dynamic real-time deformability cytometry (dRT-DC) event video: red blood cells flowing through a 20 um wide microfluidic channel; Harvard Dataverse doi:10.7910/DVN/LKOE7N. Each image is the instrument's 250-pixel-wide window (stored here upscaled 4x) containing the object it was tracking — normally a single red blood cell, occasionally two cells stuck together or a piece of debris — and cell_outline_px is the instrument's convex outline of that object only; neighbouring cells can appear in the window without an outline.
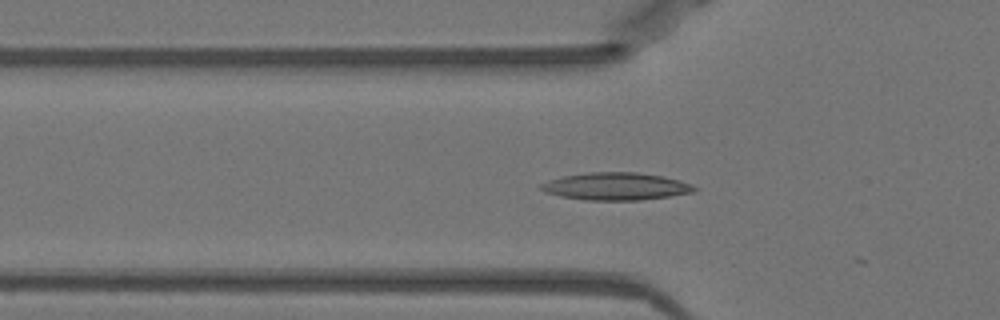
{"species": "Egyptian fruit bat (a non-hibernating species)", "species_latin": "Rousettus aegyptiacus", "temperature_condition": "warm", "stored_images_in_passage": 11, "camera_frame_rate_fps": 3000, "um_per_image_px": 0.085, "animal": {"sex": "female"}, "frame": {"image": 1, "passage_image": 6, "time_ms": 1.667, "image_size_px": [1000, 320], "cell_outline_px": [[696, 188], [692, 192], [668, 196], [640, 200], [584, 200], [560, 196], [544, 192], [540, 188], [540, 184], [548, 180], [560, 176], [588, 172], [636, 172], [664, 176], [680, 180], [692, 184]], "centroid_in_image_um": [52.3, 15.83], "position_along_channel_um": 73.5, "area_um2": 24.62}}
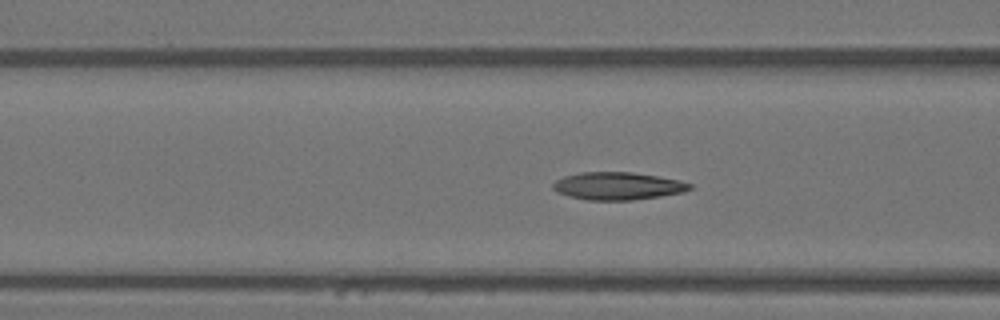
{"frame": {"image": 2, "passage_image": 9, "time_ms": 2.667, "image_size_px": [1000, 320], "cell_outline_px": [[692, 188], [684, 192], [660, 196], [632, 200], [588, 200], [568, 196], [556, 192], [552, 188], [552, 184], [556, 180], [564, 176], [580, 172], [632, 172], [680, 180], [692, 184]], "centroid_in_image_um": [52.49, 15.81], "position_along_channel_um": 114.1, "area_um2": 22.08}}